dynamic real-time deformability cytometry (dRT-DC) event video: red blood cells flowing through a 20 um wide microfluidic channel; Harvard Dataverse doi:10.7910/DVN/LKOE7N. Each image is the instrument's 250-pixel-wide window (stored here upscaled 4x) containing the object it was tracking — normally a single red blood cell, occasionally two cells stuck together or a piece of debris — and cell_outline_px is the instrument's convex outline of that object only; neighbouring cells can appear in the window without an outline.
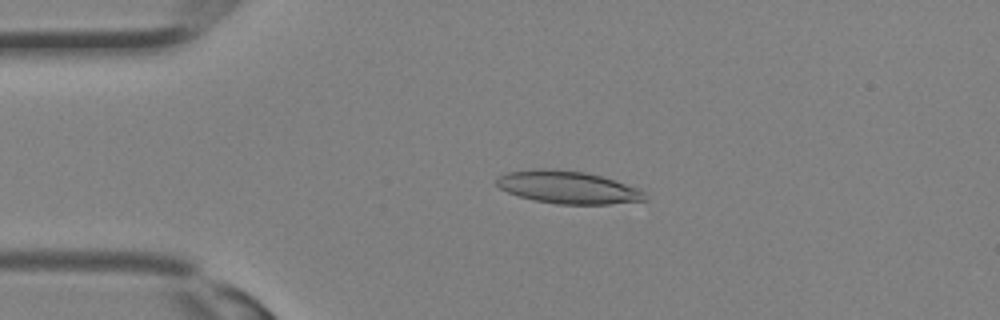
{"species": "Egyptian fruit bat (a non-hibernating species)", "species_latin": "Rousettus aegyptiacus", "temperature_condition": "room temperature", "stored_images_in_passage": 32, "camera_frame_rate_fps": 3000, "um_per_image_px": 0.085, "animal": {"sex": "female"}, "frame": {"image": 1, "passage_image": 7, "time_ms": 2.0, "image_size_px": [1000, 320], "cell_outline_px": [[648, 200], [608, 204], [556, 204], [532, 200], [508, 192], [500, 188], [496, 184], [496, 180], [500, 176], [508, 172], [536, 168], [544, 168], [588, 172], [640, 188], [644, 192]], "centroid_in_image_um": [48.29, 15.92], "position_along_channel_um": 36.7, "area_um2": 28.26}}
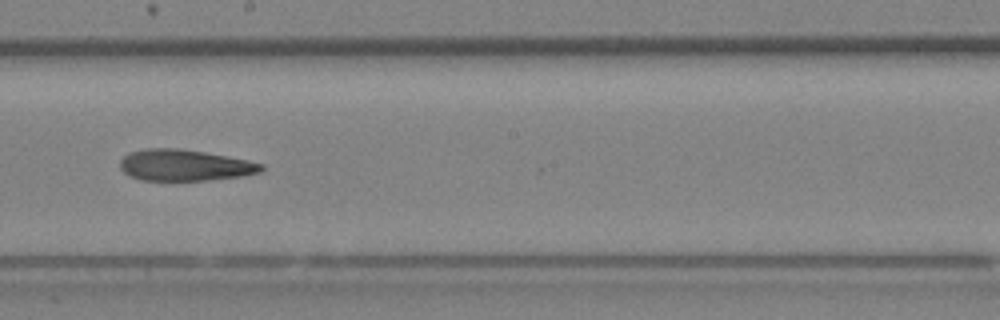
{"frame": {"image": 2, "passage_image": 18, "time_ms": 5.667, "image_size_px": [1000, 320], "cell_outline_px": [[264, 168], [260, 172], [244, 176], [208, 180], [140, 180], [124, 172], [120, 168], [120, 160], [128, 152], [144, 148], [180, 148], [204, 152], [248, 160], [264, 164]], "centroid_in_image_um": [15.69, 14.04], "position_along_channel_um": 232.5, "area_um2": 25.84}}
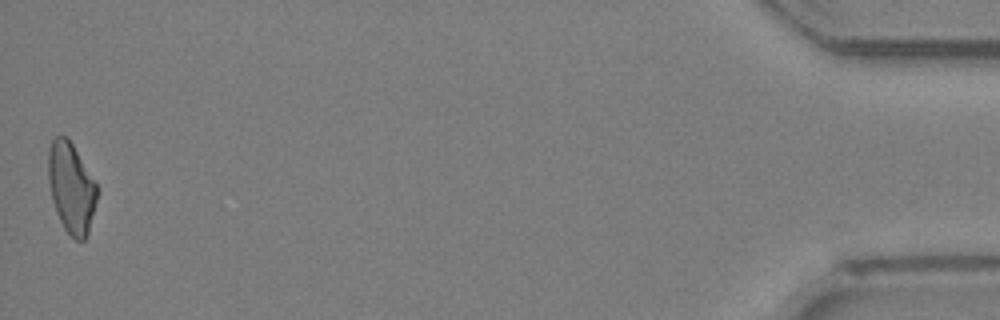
{"frame": {"image": 3, "passage_image": 32, "time_ms": 10.333, "image_size_px": [1000, 320], "cell_outline_px": [[100, 192], [88, 232], [84, 240], [76, 240], [64, 228], [60, 220], [52, 200], [48, 180], [48, 152], [52, 140], [56, 136], [68, 136], [100, 188]], "centroid_in_image_um": [6.09, 15.93], "position_along_channel_um": 429.1, "area_um2": 26.01}}